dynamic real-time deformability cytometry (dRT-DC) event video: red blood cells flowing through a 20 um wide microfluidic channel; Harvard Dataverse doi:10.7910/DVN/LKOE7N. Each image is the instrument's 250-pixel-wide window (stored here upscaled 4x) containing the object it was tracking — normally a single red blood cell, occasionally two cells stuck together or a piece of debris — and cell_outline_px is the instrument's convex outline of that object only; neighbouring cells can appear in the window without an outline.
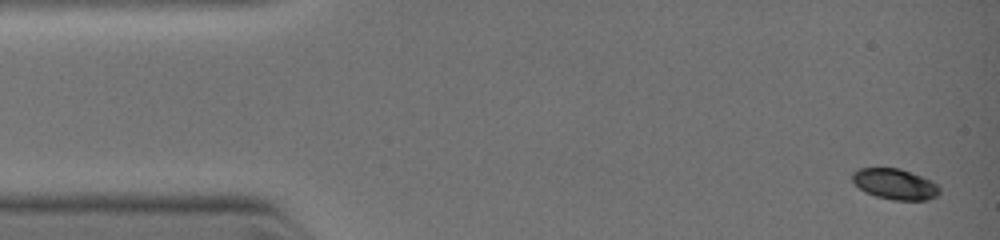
{"species": "common noctule bat (a hibernating species)", "species_latin": "Nyctalus noctula", "temperature_condition": "warm", "stored_images_in_passage": 35, "camera_frame_rate_fps": 3000, "um_per_image_px": 0.085, "animal": {"sex": "female", "body_mass_g": 19.0, "forearm_length_mm": 51.5}, "frame": {"image": 1, "passage_image": 1, "time_ms": 0.0, "image_size_px": [1000, 240], "cell_outline_px": [[940, 192], [936, 196], [928, 200], [896, 200], [876, 196], [864, 192], [852, 180], [852, 172], [860, 168], [900, 168], [920, 176], [936, 184], [940, 188]], "centroid_in_image_um": [76.05, 15.65], "position_along_channel_um": 8.9, "area_um2": 15.43}}
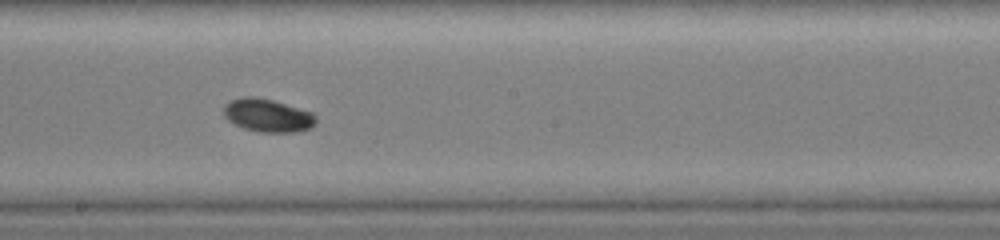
{"frame": {"image": 2, "passage_image": 19, "time_ms": 6.0, "image_size_px": [1000, 240], "cell_outline_px": [[316, 124], [312, 128], [300, 132], [260, 132], [244, 128], [228, 120], [224, 116], [224, 104], [232, 100], [244, 96], [252, 96], [272, 100], [312, 112], [316, 116]], "centroid_in_image_um": [22.78, 9.82], "position_along_channel_um": 225.4, "area_um2": 17.8}}
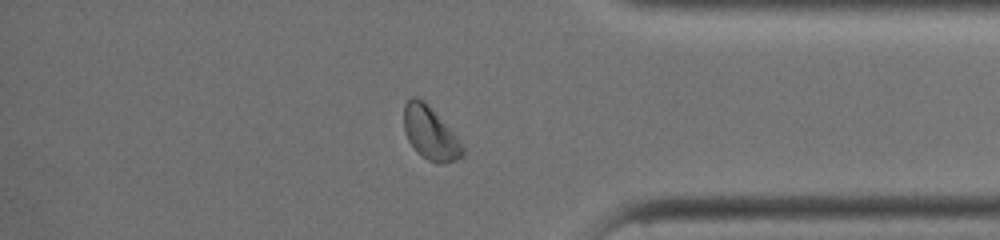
{"frame": {"image": 3, "passage_image": 29, "time_ms": 9.333, "image_size_px": [1000, 240], "cell_outline_px": [[464, 156], [456, 160], [444, 164], [440, 164], [428, 160], [416, 152], [408, 140], [404, 132], [404, 104], [412, 96], [416, 96], [424, 100], [428, 104], [456, 136], [464, 148]], "centroid_in_image_um": [36.56, 11.33], "position_along_channel_um": 398.6, "area_um2": 18.21}}